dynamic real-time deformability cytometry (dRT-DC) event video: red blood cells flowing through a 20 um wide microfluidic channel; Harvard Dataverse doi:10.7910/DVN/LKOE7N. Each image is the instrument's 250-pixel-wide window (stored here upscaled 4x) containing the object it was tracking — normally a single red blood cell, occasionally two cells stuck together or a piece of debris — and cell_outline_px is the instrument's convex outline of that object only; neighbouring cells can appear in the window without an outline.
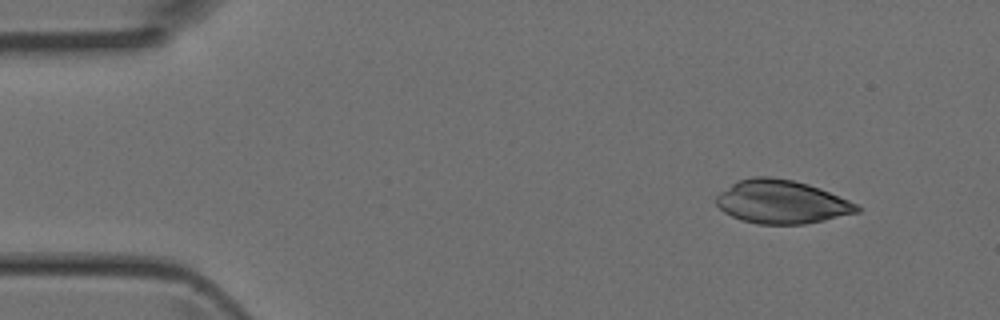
{"species": "Egyptian fruit bat (a non-hibernating species)", "species_latin": "Rousettus aegyptiacus", "temperature_condition": "room temperature", "stored_images_in_passage": 2, "camera_frame_rate_fps": 3000, "um_per_image_px": 0.085, "animal": {"sex": "female"}, "frame": {"image": 1, "passage_image": 1, "time_ms": 0.0, "image_size_px": [1000, 320], "cell_outline_px": [[864, 208], [860, 212], [824, 220], [804, 224], [756, 224], [740, 220], [724, 212], [716, 204], [716, 196], [720, 192], [736, 180], [752, 176], [772, 176], [792, 180], [808, 184], [820, 188], [848, 200]], "centroid_in_image_um": [66.42, 17.15], "position_along_channel_um": 18.6, "area_um2": 35.84}}